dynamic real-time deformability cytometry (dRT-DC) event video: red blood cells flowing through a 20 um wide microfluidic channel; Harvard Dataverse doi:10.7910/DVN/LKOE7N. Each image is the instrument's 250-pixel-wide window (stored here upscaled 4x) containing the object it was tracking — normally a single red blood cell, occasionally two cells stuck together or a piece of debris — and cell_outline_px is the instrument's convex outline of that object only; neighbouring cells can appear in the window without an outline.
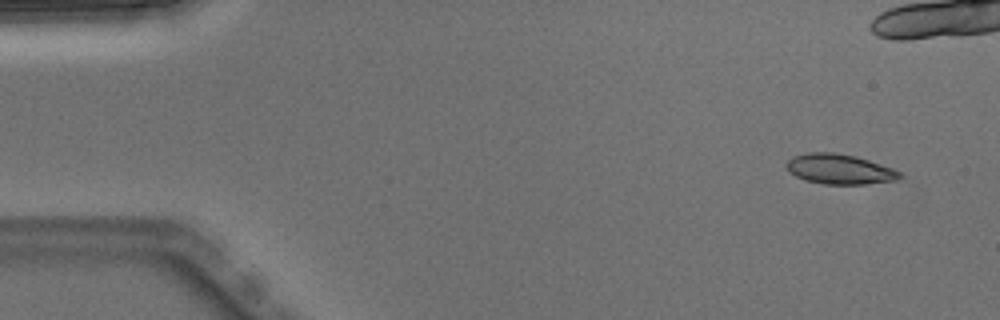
{"species": "Egyptian fruit bat (a non-hibernating species)", "species_latin": "Rousettus aegyptiacus", "temperature_condition": "warm", "stored_images_in_passage": 4, "camera_frame_rate_fps": 3000, "um_per_image_px": 0.085, "animal": {"sex": "male"}, "frame": {"image": 1, "passage_image": 1, "time_ms": 0.0, "image_size_px": [1000, 320], "cell_outline_px": [[904, 176], [896, 180], [864, 184], [824, 184], [804, 180], [788, 172], [784, 164], [792, 156], [808, 152], [832, 152], [856, 156], [892, 168], [900, 172]], "centroid_in_image_um": [71.32, 14.37], "position_along_channel_um": 13.7, "area_um2": 19.94}}